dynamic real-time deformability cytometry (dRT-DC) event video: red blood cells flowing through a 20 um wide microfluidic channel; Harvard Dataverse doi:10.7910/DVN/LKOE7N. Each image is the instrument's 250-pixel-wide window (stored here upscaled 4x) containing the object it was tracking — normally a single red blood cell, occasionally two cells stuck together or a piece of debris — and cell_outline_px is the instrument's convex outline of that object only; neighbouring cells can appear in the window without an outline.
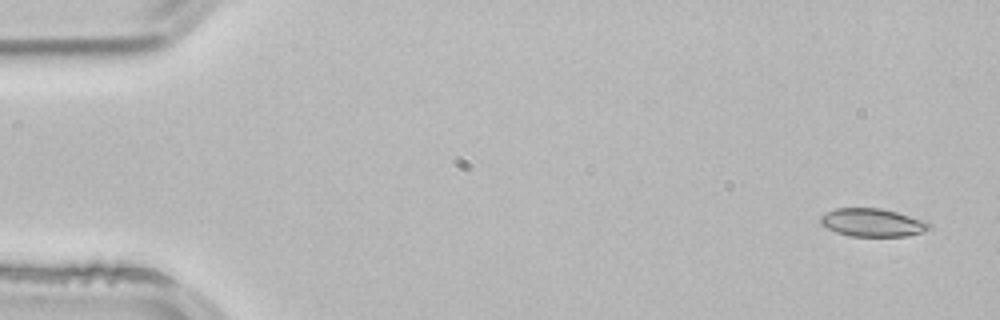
{"species": "common noctule bat (a hibernating species)", "species_latin": "Nyctalus noctula", "temperature_condition": "room temperature", "stored_images_in_passage": 3, "camera_frame_rate_fps": 3000, "um_per_image_px": 0.085, "animal": {"sex": "male", "body_mass_g": 21.5, "forearm_length_mm": 52.0}, "frame": {"image": 1, "passage_image": 1, "time_ms": 0.0, "image_size_px": [1000, 320], "cell_outline_px": [[932, 228], [924, 232], [904, 236], [852, 236], [836, 232], [820, 224], [820, 216], [836, 208], [880, 208], [896, 212], [924, 220]], "centroid_in_image_um": [74.15, 18.92], "position_along_channel_um": 10.8, "area_um2": 17.63}}
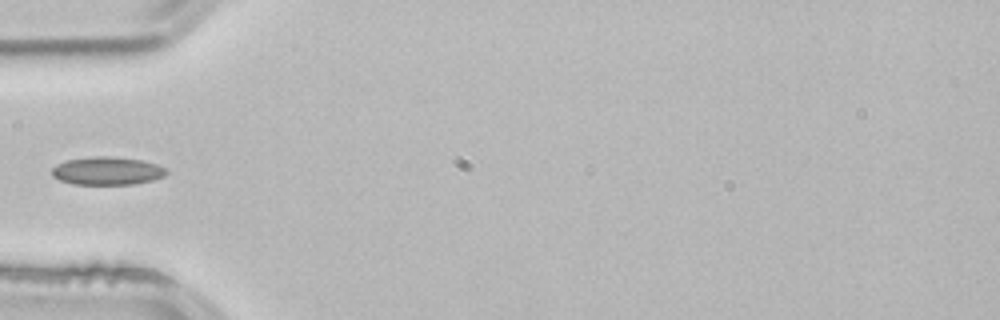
{"frame": {"image": 2, "passage_image": 3, "time_ms": 0.667, "image_size_px": [1000, 320], "cell_outline_px": [[168, 172], [164, 176], [152, 180], [136, 184], [72, 184], [60, 180], [52, 176], [52, 168], [56, 164], [68, 160], [96, 156], [108, 156], [140, 160], [156, 164], [164, 168]], "centroid_in_image_um": [9.09, 14.53], "position_along_channel_um": 75.9, "area_um2": 18.55}}